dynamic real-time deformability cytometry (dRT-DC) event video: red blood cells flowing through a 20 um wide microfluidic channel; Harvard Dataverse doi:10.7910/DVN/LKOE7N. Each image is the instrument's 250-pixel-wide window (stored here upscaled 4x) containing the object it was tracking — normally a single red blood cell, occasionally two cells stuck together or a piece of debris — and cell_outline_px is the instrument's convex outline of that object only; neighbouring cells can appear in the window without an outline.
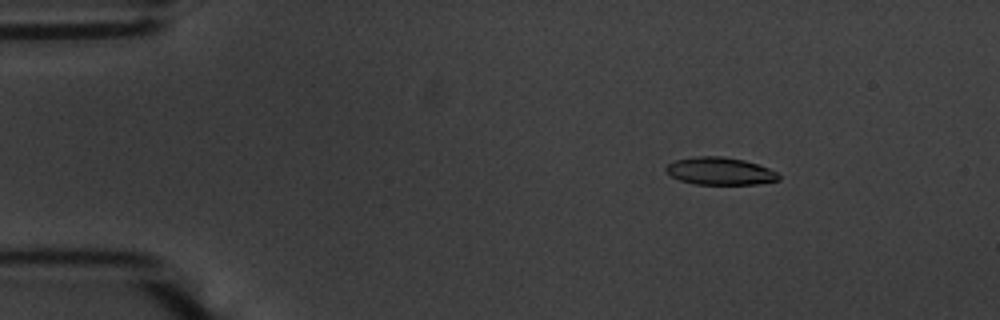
{"species": "common noctule bat (a hibernating species)", "species_latin": "Nyctalus noctula", "temperature_condition": "warm", "stored_images_in_passage": 56, "camera_frame_rate_fps": 3000, "um_per_image_px": 0.085, "animal": {"sex": "male", "body_mass_g": 20.1, "forearm_length_mm": 53.5}, "frame": {"image": 1, "passage_image": 9, "time_ms": 2.667, "image_size_px": [1000, 320], "cell_outline_px": [[780, 180], [756, 184], [696, 184], [680, 180], [672, 176], [664, 168], [668, 164], [676, 160], [696, 156], [720, 156], [744, 160], [768, 168], [776, 172], [780, 176]], "centroid_in_image_um": [61.21, 14.54], "position_along_channel_um": 23.8, "area_um2": 17.86}}
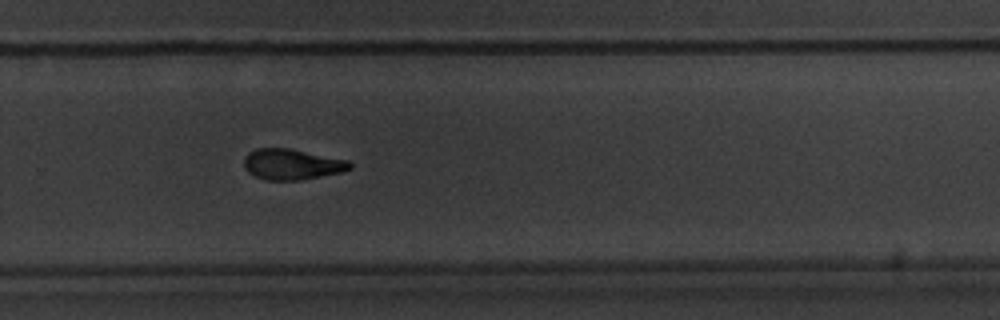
{"frame": {"image": 2, "passage_image": 38, "time_ms": 12.333, "image_size_px": [1000, 320], "cell_outline_px": [[352, 168], [340, 172], [300, 180], [264, 180], [248, 172], [244, 168], [244, 156], [248, 152], [256, 148], [288, 148], [348, 160], [352, 164]], "centroid_in_image_um": [24.77, 13.96], "position_along_channel_um": 305.0, "area_um2": 18.9}}
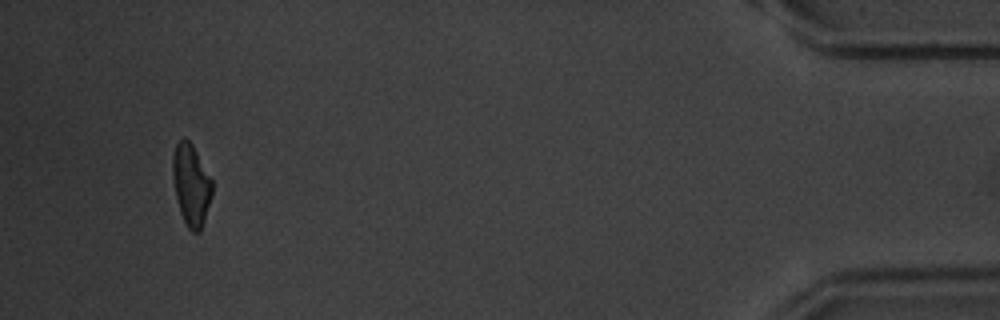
{"frame": {"image": 3, "passage_image": 53, "time_ms": 17.333, "image_size_px": [1000, 320], "cell_outline_px": [[212, 196], [200, 232], [192, 232], [188, 228], [180, 212], [176, 196], [172, 176], [172, 156], [176, 144], [184, 136], [192, 144], [212, 180]], "centroid_in_image_um": [16.24, 15.7], "position_along_channel_um": 419.0, "area_um2": 18.67}, "authors_computed_cell_mechanics": {"area_um2": 19.1896, "velocity_mm_per_s": 3.689, "shape_relaxation_time_tau1_ms": 3.0852, "shape_relaxation_time_tau2_ms": 5.5035, "deformation_change_tau1": 0.1433, "deformation_change_tau2": 0.1429}}